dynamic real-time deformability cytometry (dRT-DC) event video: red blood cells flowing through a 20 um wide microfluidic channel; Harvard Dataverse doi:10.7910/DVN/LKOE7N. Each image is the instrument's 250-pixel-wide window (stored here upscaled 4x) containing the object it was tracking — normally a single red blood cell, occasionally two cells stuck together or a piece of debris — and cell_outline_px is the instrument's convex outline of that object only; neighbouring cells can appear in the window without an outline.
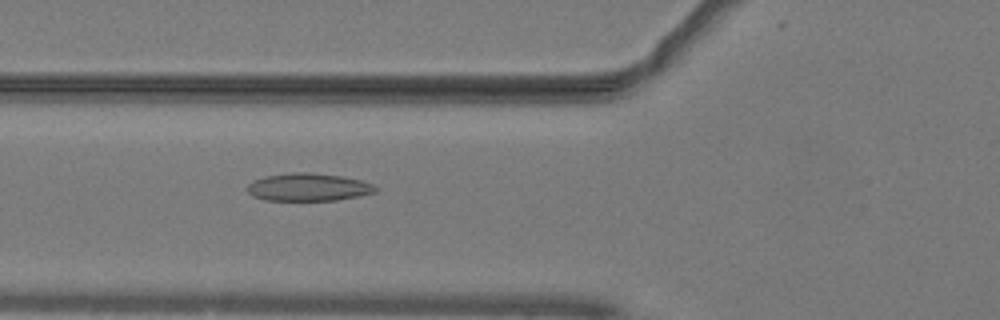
{"species": "common noctule bat (a hibernating species)", "species_latin": "Nyctalus noctula", "temperature_condition": "warm", "stored_images_in_passage": 51, "camera_frame_rate_fps": 3000, "um_per_image_px": 0.085, "animal": {"sex": "male", "body_mass_g": 19.2, "forearm_length_mm": 51.8}, "frame": {"image": 1, "passage_image": 20, "time_ms": 6.333, "image_size_px": [1000, 320], "cell_outline_px": [[380, 188], [376, 192], [360, 196], [336, 200], [264, 200], [252, 196], [248, 192], [248, 184], [252, 180], [264, 176], [292, 172], [308, 172], [340, 176], [360, 180], [372, 184]], "centroid_in_image_um": [26.2, 15.91], "position_along_channel_um": 99.6, "area_um2": 20.81}}
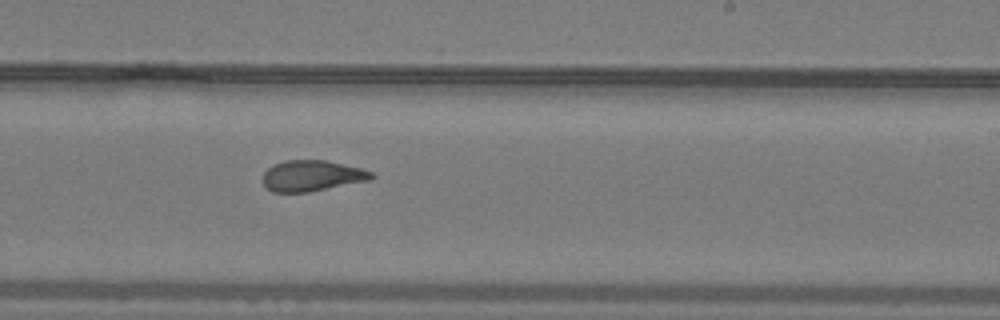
{"frame": {"image": 2, "passage_image": 32, "time_ms": 10.333, "image_size_px": [1000, 320], "cell_outline_px": [[376, 176], [372, 180], [308, 192], [272, 192], [264, 184], [264, 172], [268, 168], [284, 160], [328, 160], [360, 168], [372, 172]], "centroid_in_image_um": [26.56, 14.94], "position_along_channel_um": 262.4, "area_um2": 19.54}}
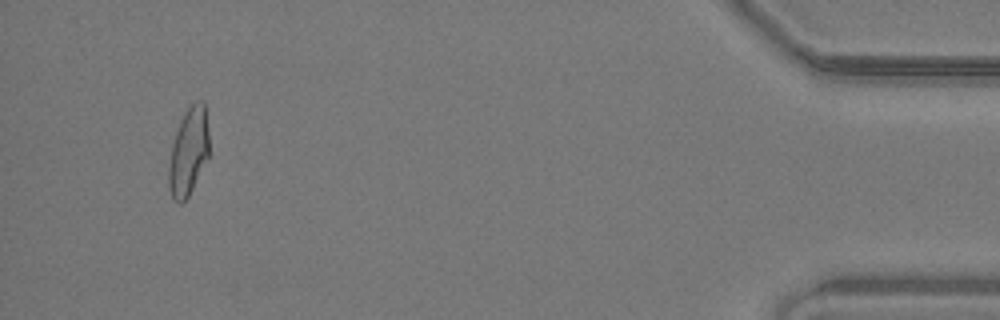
{"frame": {"image": 3, "passage_image": 49, "time_ms": 16.0, "image_size_px": [1000, 320], "cell_outline_px": [[208, 156], [188, 196], [180, 204], [172, 200], [168, 188], [168, 168], [172, 144], [180, 120], [184, 112], [196, 100], [204, 100], [208, 132]], "centroid_in_image_um": [16.0, 12.89], "position_along_channel_um": 419.2, "area_um2": 20.46}, "authors_computed_cell_mechanics": {"area_um2": 20.519, "velocity_mm_per_s": 4.06, "shape_relaxation_time_tau1_ms": null, "shape_relaxation_time_tau2_ms": 1.8027, "deformation_change_tau1": null, "deformation_change_tau2": 0.0914}}